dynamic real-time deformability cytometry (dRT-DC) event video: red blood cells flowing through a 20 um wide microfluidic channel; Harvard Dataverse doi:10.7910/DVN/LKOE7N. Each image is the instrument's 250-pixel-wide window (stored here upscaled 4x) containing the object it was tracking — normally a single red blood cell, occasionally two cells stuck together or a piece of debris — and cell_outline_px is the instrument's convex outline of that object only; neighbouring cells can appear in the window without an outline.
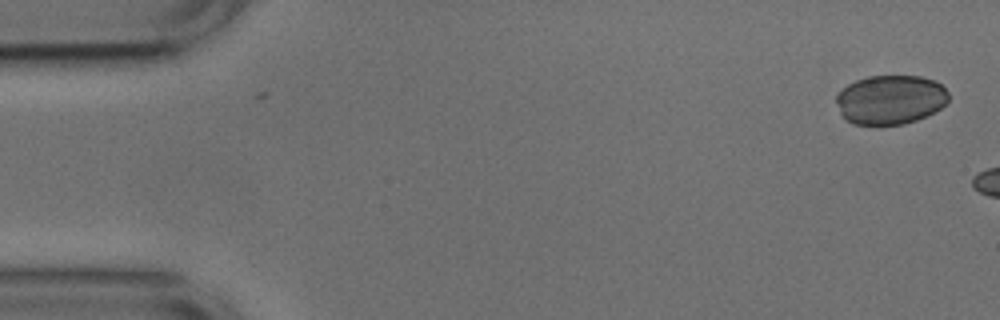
{"species": "common noctule bat (a hibernating species)", "species_latin": "Nyctalus noctula", "temperature_condition": "cold", "stored_images_in_passage": 7, "camera_frame_rate_fps": 3000, "um_per_image_px": 0.085, "animal": {"sex": "male", "body_mass_g": 17.9, "forearm_length_mm": 54.2}, "frame": {"image": 1, "passage_image": 1, "time_ms": 0.0, "image_size_px": [1000, 320], "cell_outline_px": [[948, 100], [940, 108], [916, 120], [904, 124], [852, 124], [840, 112], [836, 104], [836, 96], [848, 84], [856, 80], [868, 76], [920, 76], [936, 80], [948, 92]], "centroid_in_image_um": [75.68, 8.45], "position_along_channel_um": 9.3, "area_um2": 31.96}}